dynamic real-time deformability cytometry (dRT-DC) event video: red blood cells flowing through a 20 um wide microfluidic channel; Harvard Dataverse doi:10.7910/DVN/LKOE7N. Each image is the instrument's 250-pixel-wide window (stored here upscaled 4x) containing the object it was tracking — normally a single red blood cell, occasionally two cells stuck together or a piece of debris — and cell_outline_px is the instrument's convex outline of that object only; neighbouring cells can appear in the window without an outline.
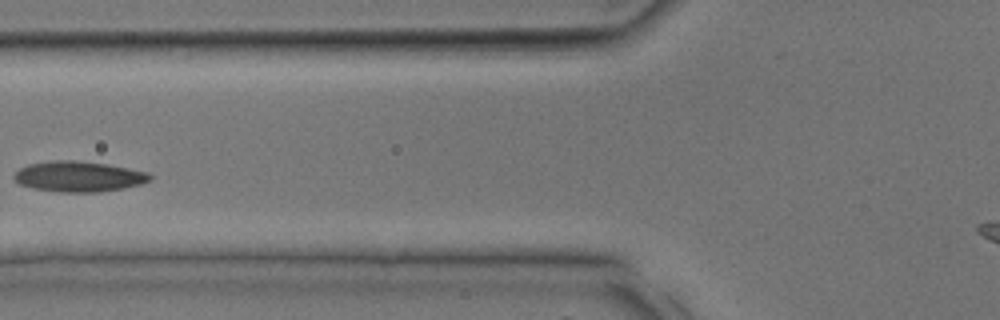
{"species": "common noctule bat (a hibernating species)", "species_latin": "Nyctalus noctula", "temperature_condition": "room temperature", "stored_images_in_passage": 10, "camera_frame_rate_fps": 3000, "um_per_image_px": 0.085, "animal": {"sex": "male", "body_mass_g": 17.9, "forearm_length_mm": 54.2}, "frame": {"image": 1, "passage_image": 9, "time_ms": 2.667, "image_size_px": [1000, 320], "cell_outline_px": [[152, 180], [140, 184], [124, 188], [100, 192], [60, 192], [32, 188], [20, 184], [12, 176], [20, 168], [28, 164], [52, 160], [76, 160], [108, 164], [148, 172], [152, 176]], "centroid_in_image_um": [6.7, 15.0], "position_along_channel_um": 119.1, "area_um2": 24.28}}